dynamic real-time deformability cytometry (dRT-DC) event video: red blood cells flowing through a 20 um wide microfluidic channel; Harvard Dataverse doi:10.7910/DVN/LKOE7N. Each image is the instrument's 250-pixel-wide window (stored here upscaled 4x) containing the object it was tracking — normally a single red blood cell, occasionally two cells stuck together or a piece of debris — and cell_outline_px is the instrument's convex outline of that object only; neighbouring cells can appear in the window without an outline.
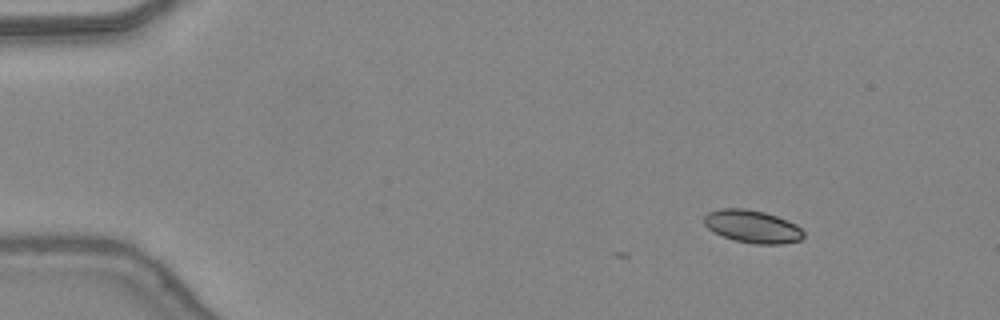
{"species": "common noctule bat (a hibernating species)", "species_latin": "Nyctalus noctula", "temperature_condition": "warm", "stored_images_in_passage": 7, "camera_frame_rate_fps": 3000, "um_per_image_px": 0.085, "animal": {"sex": "female", "body_mass_g": 24.6, "forearm_length_mm": 56.2}, "frame": {"image": 1, "passage_image": 1, "time_ms": 0.0, "image_size_px": [1000, 320], "cell_outline_px": [[804, 236], [800, 240], [780, 244], [756, 244], [736, 240], [724, 236], [708, 228], [704, 224], [704, 216], [708, 212], [720, 208], [744, 208], [764, 212], [788, 220], [796, 224], [804, 232]], "centroid_in_image_um": [63.97, 19.24], "position_along_channel_um": 21.0, "area_um2": 18.84}}